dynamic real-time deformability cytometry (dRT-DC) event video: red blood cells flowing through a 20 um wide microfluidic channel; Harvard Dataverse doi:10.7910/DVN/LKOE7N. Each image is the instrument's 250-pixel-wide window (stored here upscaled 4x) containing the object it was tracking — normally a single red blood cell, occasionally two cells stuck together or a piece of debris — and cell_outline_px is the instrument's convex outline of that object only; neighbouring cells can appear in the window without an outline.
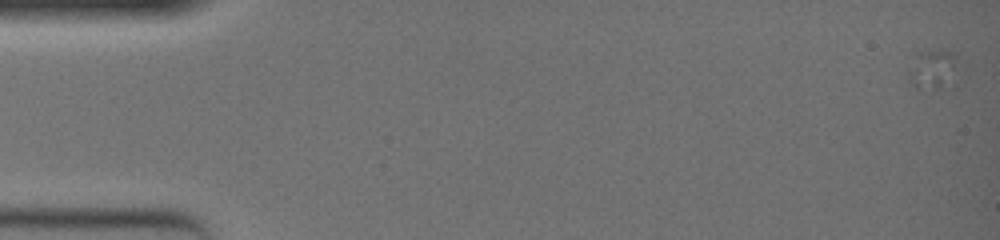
{"species": "common noctule bat (a hibernating species)", "species_latin": "Nyctalus noctula", "temperature_condition": "warm", "stored_images_in_passage": 4, "camera_frame_rate_fps": 3000, "um_per_image_px": 0.085, "animal": {"sex": "female", "body_mass_g": 19.0, "forearm_length_mm": 51.5}, "frame": {"image": 1, "passage_image": 1, "time_ms": 0.0, "image_size_px": [1000, 240], "cell_outline_px": [[956, 60], [948, 84], [940, 88], [916, 88], [912, 84], [908, 76], [908, 72], [916, 52], [940, 48], [956, 56]], "centroid_in_image_um": [79.19, 5.84], "position_along_channel_um": 5.8, "area_um2": 10.92}}